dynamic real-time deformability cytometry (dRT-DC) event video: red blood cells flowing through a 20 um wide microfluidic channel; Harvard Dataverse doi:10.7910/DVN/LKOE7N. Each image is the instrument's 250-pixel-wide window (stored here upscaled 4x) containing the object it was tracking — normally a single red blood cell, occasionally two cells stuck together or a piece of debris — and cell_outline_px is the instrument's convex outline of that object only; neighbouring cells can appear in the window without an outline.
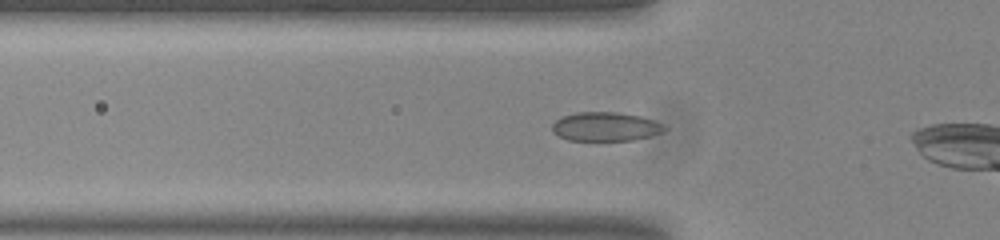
{"species": "common noctule bat (a hibernating species)", "species_latin": "Nyctalus noctula", "temperature_condition": "room temperature", "stored_images_in_passage": 26, "camera_frame_rate_fps": 3000, "um_per_image_px": 0.085, "animal": {"sex": "male", "body_mass_g": 20.0, "forearm_length_mm": 53.3}, "frame": {"image": 1, "passage_image": 7, "time_ms": 2.0, "image_size_px": [1000, 240], "cell_outline_px": [[668, 128], [664, 132], [632, 140], [568, 140], [552, 132], [552, 124], [560, 116], [576, 112], [616, 112], [640, 116], [664, 124]], "centroid_in_image_um": [51.46, 10.75], "position_along_channel_um": 74.3, "area_um2": 18.96}}
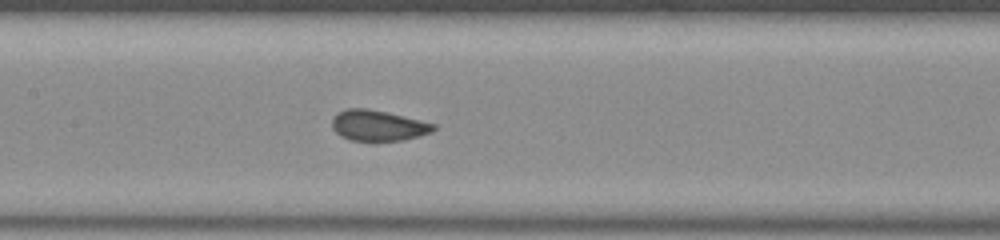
{"frame": {"image": 2, "passage_image": 15, "time_ms": 4.667, "image_size_px": [1000, 240], "cell_outline_px": [[436, 128], [432, 132], [420, 136], [404, 140], [372, 144], [352, 140], [340, 136], [332, 128], [332, 116], [336, 112], [348, 108], [368, 108], [420, 120], [436, 124]], "centroid_in_image_um": [32.11, 10.71], "position_along_channel_um": 175.3, "area_um2": 18.9}}
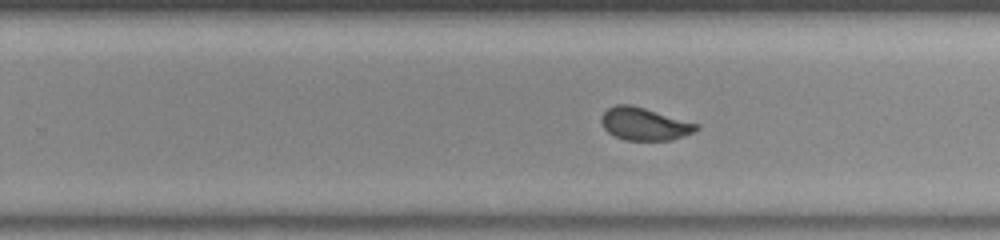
{"frame": {"image": 3, "passage_image": 23, "time_ms": 7.333, "image_size_px": [1000, 240], "cell_outline_px": [[700, 128], [684, 136], [672, 140], [624, 140], [608, 132], [604, 128], [600, 120], [600, 116], [608, 108], [616, 104], [632, 104], [700, 124]], "centroid_in_image_um": [54.78, 10.52], "position_along_channel_um": 275.0, "area_um2": 18.21}}